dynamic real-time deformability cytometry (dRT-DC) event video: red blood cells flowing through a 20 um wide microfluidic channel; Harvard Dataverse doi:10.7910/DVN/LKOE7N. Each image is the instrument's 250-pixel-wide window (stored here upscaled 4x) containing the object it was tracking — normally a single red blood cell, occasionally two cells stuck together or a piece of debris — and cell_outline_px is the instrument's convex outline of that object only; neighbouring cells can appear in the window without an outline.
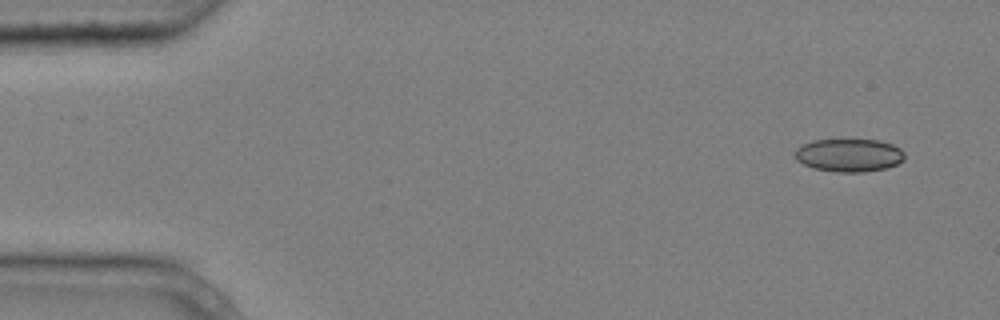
{"species": "common noctule bat (a hibernating species)", "species_latin": "Nyctalus noctula", "temperature_condition": "cold", "stored_images_in_passage": 6, "camera_frame_rate_fps": 3000, "um_per_image_px": 0.085, "animal": {"sex": "male", "body_mass_g": 20.4}, "frame": {"image": 1, "passage_image": 1, "time_ms": 0.0, "image_size_px": [1000, 320], "cell_outline_px": [[904, 160], [888, 168], [864, 172], [836, 172], [812, 168], [796, 160], [792, 156], [792, 152], [796, 148], [812, 140], [880, 140], [892, 144], [900, 148], [904, 152]], "centroid_in_image_um": [72.14, 13.2], "position_along_channel_um": 12.9, "area_um2": 21.39}}
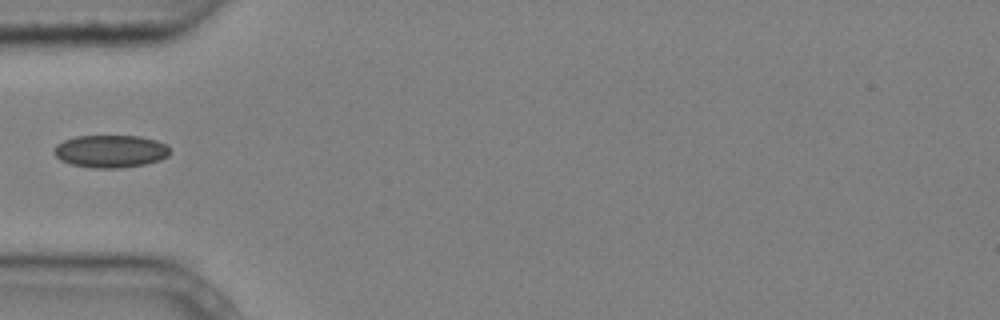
{"frame": {"image": 2, "passage_image": 5, "time_ms": 1.333, "image_size_px": [1000, 320], "cell_outline_px": [[172, 152], [168, 156], [160, 160], [144, 164], [120, 168], [92, 168], [72, 164], [60, 160], [52, 152], [56, 144], [64, 140], [76, 136], [140, 136], [156, 140], [168, 144]], "centroid_in_image_um": [9.42, 12.85], "position_along_channel_um": 75.6, "area_um2": 22.25}}
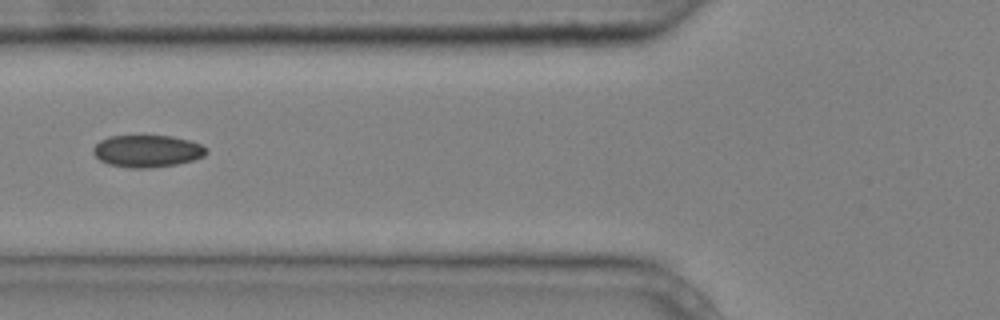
{"frame": {"image": 3, "passage_image": 6, "time_ms": 1.667, "image_size_px": [1000, 320], "cell_outline_px": [[208, 152], [204, 156], [192, 160], [176, 164], [148, 168], [128, 168], [108, 164], [100, 160], [92, 152], [92, 148], [100, 140], [108, 136], [172, 136], [188, 140], [200, 144]], "centroid_in_image_um": [12.47, 12.84], "position_along_channel_um": 113.3, "area_um2": 21.1}}